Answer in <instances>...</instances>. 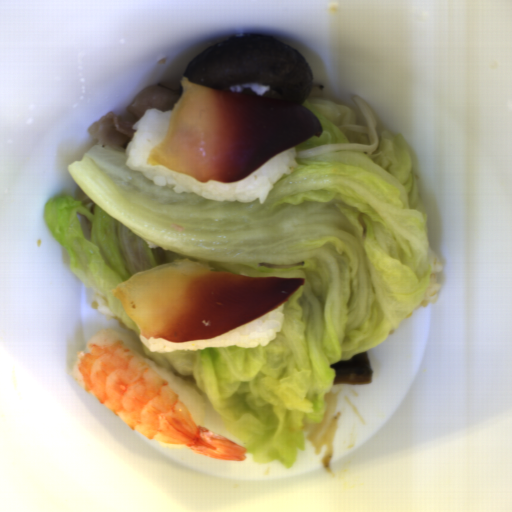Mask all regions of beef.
<instances>
[{
    "instance_id": "1",
    "label": "beef",
    "mask_w": 512,
    "mask_h": 512,
    "mask_svg": "<svg viewBox=\"0 0 512 512\" xmlns=\"http://www.w3.org/2000/svg\"><path fill=\"white\" fill-rule=\"evenodd\" d=\"M135 123L127 122L115 111H107L88 128V135L95 138L97 144L109 148H126L136 130Z\"/></svg>"
},
{
    "instance_id": "2",
    "label": "beef",
    "mask_w": 512,
    "mask_h": 512,
    "mask_svg": "<svg viewBox=\"0 0 512 512\" xmlns=\"http://www.w3.org/2000/svg\"><path fill=\"white\" fill-rule=\"evenodd\" d=\"M184 90L169 89L160 85L149 86L137 95L127 107L138 120L147 110L172 111L182 97Z\"/></svg>"
}]
</instances>
